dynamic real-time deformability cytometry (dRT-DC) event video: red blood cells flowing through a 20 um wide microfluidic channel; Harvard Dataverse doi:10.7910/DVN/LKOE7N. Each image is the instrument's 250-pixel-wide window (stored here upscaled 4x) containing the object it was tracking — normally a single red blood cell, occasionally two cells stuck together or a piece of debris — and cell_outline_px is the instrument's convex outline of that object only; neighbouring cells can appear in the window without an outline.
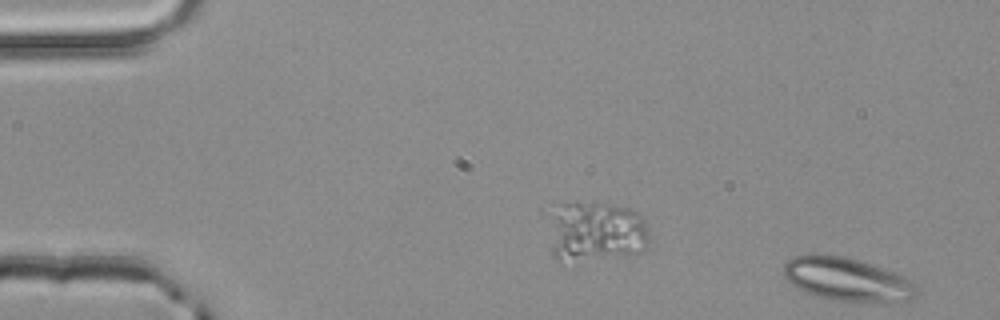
{"species": "common noctule bat (a hibernating species)", "species_latin": "Nyctalus noctula", "temperature_condition": "room temperature", "stored_images_in_passage": 7, "segment_of_instrument_passage": [2, 2], "camera_frame_rate_fps": 3000, "um_per_image_px": 0.085, "animal": {"sex": "male", "body_mass_g": 20.4}, "frame": {"image": 1, "passage_image": 7, "time_ms": 2.0, "image_size_px": [1000, 320], "cell_outline_px": [[920, 292], [912, 300], [872, 304], [860, 304], [836, 300], [816, 296], [804, 292], [792, 284], [784, 276], [784, 264], [788, 260], [796, 256], [840, 256], [856, 260], [884, 268], [896, 272], [912, 280], [920, 288]], "centroid_in_image_um": [72.13, 23.82], "position_along_channel_um": 12.9, "area_um2": 33.99}}